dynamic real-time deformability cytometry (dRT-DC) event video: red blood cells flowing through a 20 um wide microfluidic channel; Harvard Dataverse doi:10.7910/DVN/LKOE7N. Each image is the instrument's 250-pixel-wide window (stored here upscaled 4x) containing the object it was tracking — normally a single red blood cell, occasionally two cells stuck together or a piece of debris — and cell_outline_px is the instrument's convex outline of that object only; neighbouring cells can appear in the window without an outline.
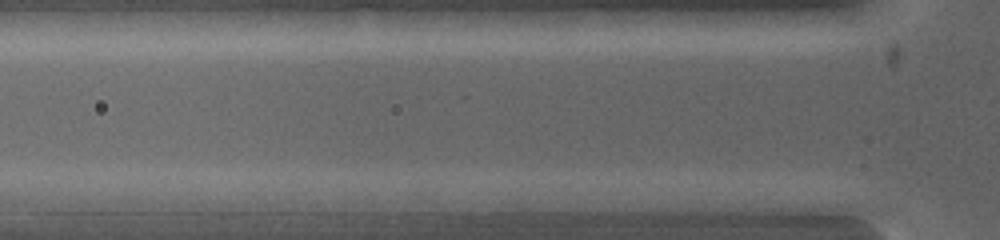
{"species": "common noctule bat (a hibernating species)", "species_latin": "Nyctalus noctula", "temperature_condition": "warm", "stored_images_in_passage": 3, "camera_frame_rate_fps": 5000, "um_per_image_px": 0.085, "animal": {"sex": "female", "body_mass_g": 19.0, "forearm_length_mm": 53.3}, "frame": {"image": 1, "passage_image": 3, "time_ms": 0.4, "image_size_px": [1000, 240], "cell_outline_px": [[596, 200], [576, 212], [496, 212], [492, 200], [512, 192], [592, 192]], "centroid_in_image_um": [46.17, 17.16], "position_along_channel_um": 79.6, "area_um2": 13.29}}